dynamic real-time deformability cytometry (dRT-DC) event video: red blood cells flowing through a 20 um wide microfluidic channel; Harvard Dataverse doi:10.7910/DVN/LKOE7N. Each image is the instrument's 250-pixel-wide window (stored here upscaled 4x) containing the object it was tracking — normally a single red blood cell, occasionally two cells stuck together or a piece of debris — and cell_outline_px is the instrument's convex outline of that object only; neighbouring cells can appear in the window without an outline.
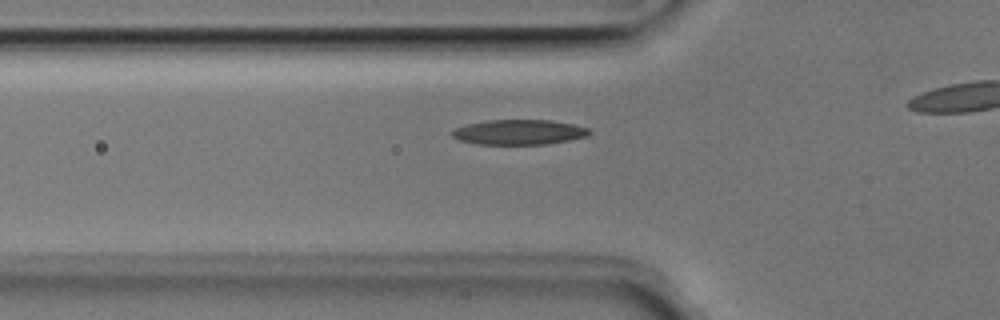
{"species": "Egyptian fruit bat (a non-hibernating species)", "species_latin": "Rousettus aegyptiacus", "temperature_condition": "room temperature", "stored_images_in_passage": 35, "camera_frame_rate_fps": 3000, "um_per_image_px": 0.085, "animal": {"sex": "male"}, "frame": {"image": 1, "passage_image": 11, "time_ms": 3.333, "image_size_px": [1000, 320], "cell_outline_px": [[592, 132], [588, 136], [548, 144], [476, 144], [460, 140], [452, 136], [448, 132], [452, 128], [468, 124], [488, 120], [552, 120], [572, 124], [588, 128]], "centroid_in_image_um": [44.08, 11.23], "position_along_channel_um": 81.7, "area_um2": 20.11}}
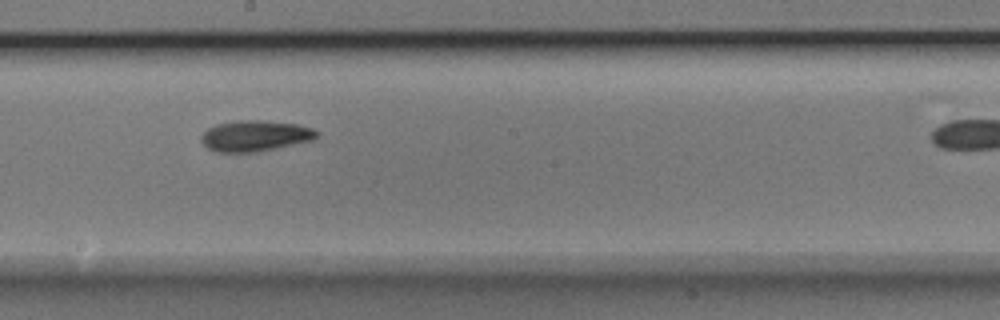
{"frame": {"image": 2, "passage_image": 22, "time_ms": 7.0, "image_size_px": [1000, 320], "cell_outline_px": [[320, 136], [316, 140], [256, 152], [216, 152], [208, 148], [200, 140], [200, 136], [208, 128], [216, 124], [236, 120], [264, 120], [296, 124], [312, 128], [320, 132]], "centroid_in_image_um": [21.72, 11.54], "position_along_channel_um": 226.5, "area_um2": 21.1}}
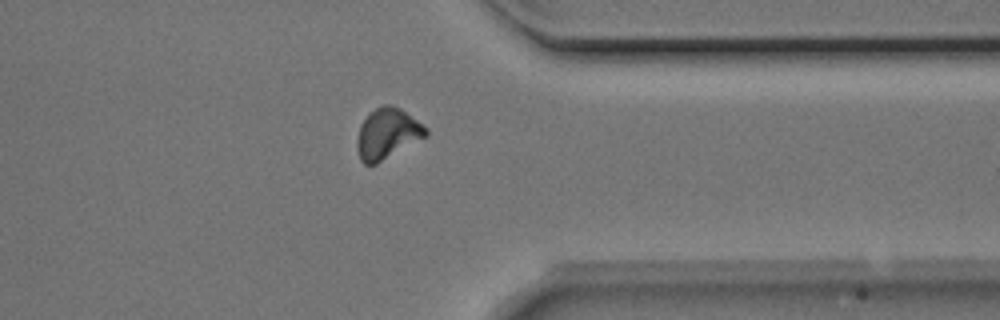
{"frame": {"image": 3, "passage_image": 34, "time_ms": 11.0, "image_size_px": [1000, 320], "cell_outline_px": [[428, 136], [376, 164], [364, 164], [360, 160], [356, 148], [356, 140], [360, 124], [368, 112], [384, 104], [392, 104], [400, 108], [428, 128]], "centroid_in_image_um": [32.91, 11.35], "position_along_channel_um": 378.5, "area_um2": 20.58}}